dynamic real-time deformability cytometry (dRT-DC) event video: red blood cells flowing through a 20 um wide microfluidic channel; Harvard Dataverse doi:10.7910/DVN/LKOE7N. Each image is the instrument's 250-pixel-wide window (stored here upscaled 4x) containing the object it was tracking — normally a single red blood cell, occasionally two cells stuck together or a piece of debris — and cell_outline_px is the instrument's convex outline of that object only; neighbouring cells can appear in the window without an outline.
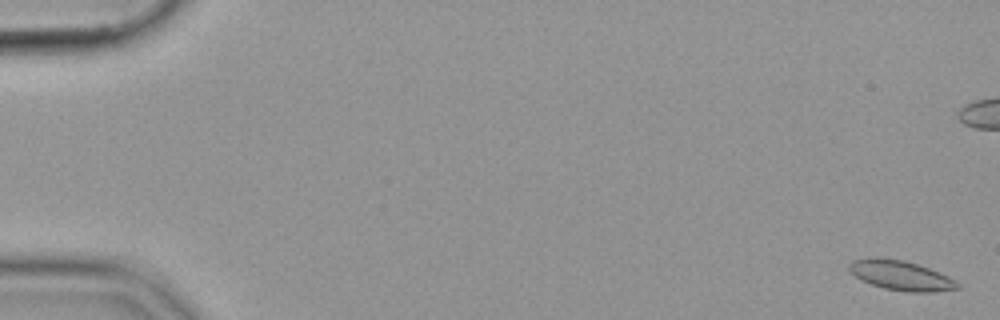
{"species": "common noctule bat (a hibernating species)", "species_latin": "Nyctalus noctula", "temperature_condition": "cold", "stored_images_in_passage": 56, "camera_frame_rate_fps": 3000, "um_per_image_px": 0.085, "animal": {"sex": "female", "body_mass_g": 19.9}, "frame": {"image": 1, "passage_image": 1, "time_ms": 0.0, "image_size_px": [1000, 320], "cell_outline_px": [[960, 288], [932, 292], [908, 292], [884, 288], [860, 280], [848, 268], [848, 264], [852, 260], [876, 256], [904, 260], [928, 268], [948, 276], [956, 280], [960, 284]], "centroid_in_image_um": [76.56, 23.4], "position_along_channel_um": 8.4, "area_um2": 18.79}}
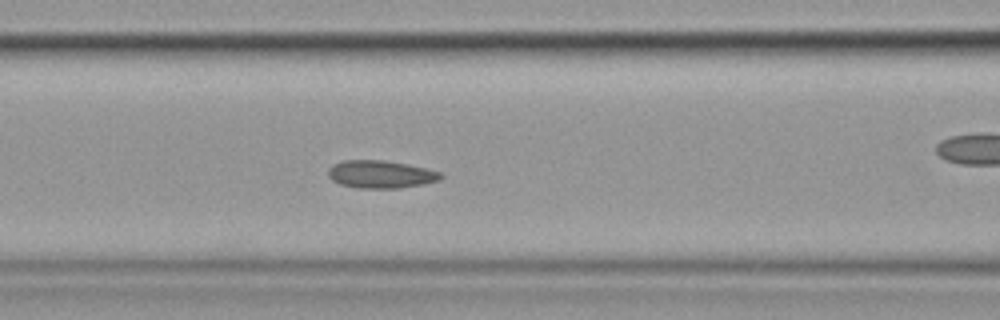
{"frame": {"image": 2, "passage_image": 24, "time_ms": 7.667, "image_size_px": [1000, 320], "cell_outline_px": [[444, 176], [440, 180], [424, 184], [400, 188], [356, 188], [340, 184], [332, 180], [328, 176], [328, 168], [332, 164], [340, 160], [384, 160], [408, 164], [440, 172]], "centroid_in_image_um": [32.33, 14.81], "position_along_channel_um": 134.3, "area_um2": 18.38}}
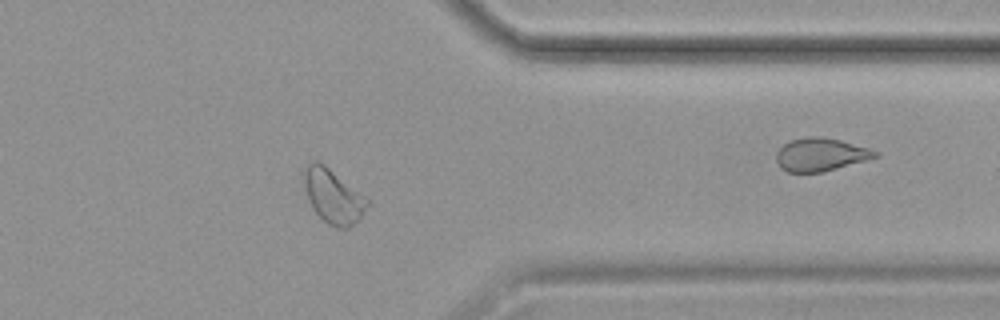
{"frame": {"image": 3, "passage_image": 45, "time_ms": 14.667, "image_size_px": [1000, 320], "cell_outline_px": [[372, 200], [360, 216], [348, 228], [336, 228], [328, 224], [312, 208], [308, 200], [300, 180], [304, 168], [308, 160], [316, 160], [324, 164]], "centroid_in_image_um": [28.26, 16.61], "position_along_channel_um": 383.1, "area_um2": 20.46}}